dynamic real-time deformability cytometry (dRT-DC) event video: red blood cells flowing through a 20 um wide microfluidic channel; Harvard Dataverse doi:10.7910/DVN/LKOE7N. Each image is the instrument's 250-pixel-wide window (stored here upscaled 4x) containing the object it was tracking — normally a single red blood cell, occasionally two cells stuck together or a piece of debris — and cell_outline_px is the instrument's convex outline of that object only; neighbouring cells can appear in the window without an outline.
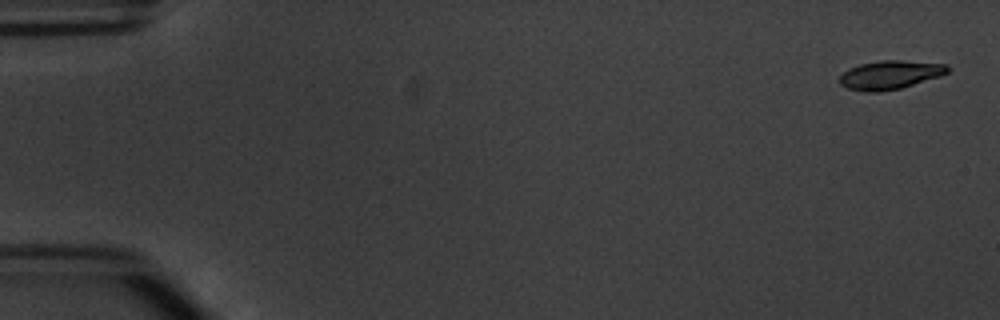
{"species": "common noctule bat (a hibernating species)", "species_latin": "Nyctalus noctula", "temperature_condition": "warm", "stored_images_in_passage": 4, "camera_frame_rate_fps": 3000, "um_per_image_px": 0.085, "animal": {"sex": "male", "body_mass_g": 20.1, "forearm_length_mm": 53.5}, "frame": {"image": 1, "passage_image": 1, "time_ms": 0.0, "image_size_px": [1000, 320], "cell_outline_px": [[952, 68], [948, 72], [940, 76], [900, 88], [876, 92], [864, 92], [848, 88], [840, 84], [840, 76], [848, 68], [860, 64], [880, 60], [900, 60], [948, 64]], "centroid_in_image_um": [75.67, 6.35], "position_along_channel_um": 9.3, "area_um2": 18.03}}